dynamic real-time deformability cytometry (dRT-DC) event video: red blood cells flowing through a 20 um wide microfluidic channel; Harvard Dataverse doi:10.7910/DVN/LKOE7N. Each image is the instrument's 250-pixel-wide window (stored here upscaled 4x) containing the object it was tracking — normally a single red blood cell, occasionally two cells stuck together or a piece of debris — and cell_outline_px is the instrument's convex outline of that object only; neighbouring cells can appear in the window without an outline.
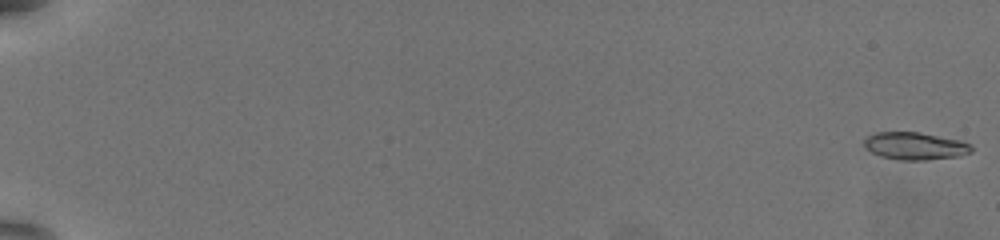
{"species": "common noctule bat (a hibernating species)", "species_latin": "Nyctalus noctula", "temperature_condition": "warm", "stored_images_in_passage": 58, "camera_frame_rate_fps": 3000, "um_per_image_px": 0.085, "animal": {"sex": "female", "body_mass_g": 19.5, "forearm_length_mm": 54.1}, "frame": {"image": 1, "passage_image": 1, "time_ms": 0.0, "image_size_px": [1000, 240], "cell_outline_px": [[972, 152], [960, 156], [924, 160], [900, 160], [880, 156], [872, 152], [864, 144], [864, 136], [872, 132], [920, 132], [960, 140], [972, 144]], "centroid_in_image_um": [77.78, 12.4], "position_along_channel_um": 7.2, "area_um2": 17.34}}
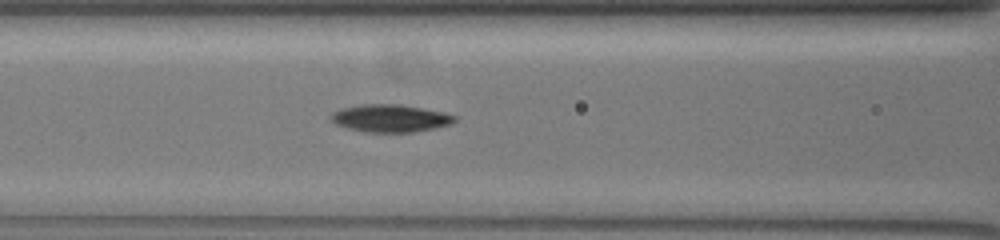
{"frame": {"image": 2, "passage_image": 29, "time_ms": 9.333, "image_size_px": [1000, 240], "cell_outline_px": [[456, 120], [452, 124], [436, 128], [412, 132], [364, 132], [348, 128], [336, 124], [332, 120], [332, 112], [344, 108], [360, 104], [400, 104], [444, 112], [456, 116]], "centroid_in_image_um": [33.21, 10.05], "position_along_channel_um": 133.4, "area_um2": 19.83}}
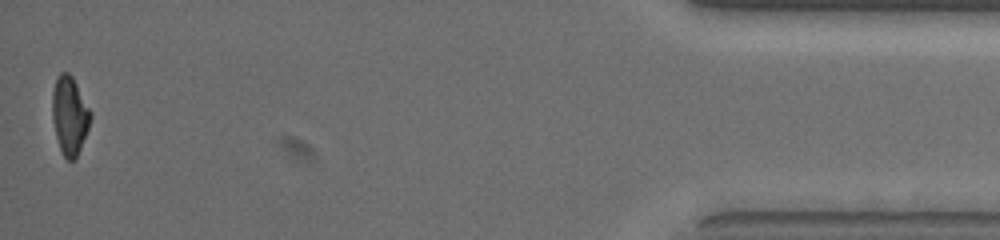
{"frame": {"image": 3, "passage_image": 58, "time_ms": 19.0, "image_size_px": [1000, 240], "cell_outline_px": [[92, 116], [88, 128], [80, 148], [76, 156], [72, 160], [68, 160], [64, 156], [60, 148], [56, 136], [52, 116], [52, 92], [56, 76], [60, 72], [68, 72], [72, 76], [92, 112]], "centroid_in_image_um": [5.91, 9.76], "position_along_channel_um": 429.3, "area_um2": 17.34}, "authors_computed_cell_mechanics": {"area_um2": 17.6868, "velocity_mm_per_s": 3.8344, "shape_relaxation_time_tau1_ms": 3.3467, "shape_relaxation_time_tau2_ms": 3.4039, "deformation_change_tau1": 0.1687, "deformation_change_tau2": 0.0877}}